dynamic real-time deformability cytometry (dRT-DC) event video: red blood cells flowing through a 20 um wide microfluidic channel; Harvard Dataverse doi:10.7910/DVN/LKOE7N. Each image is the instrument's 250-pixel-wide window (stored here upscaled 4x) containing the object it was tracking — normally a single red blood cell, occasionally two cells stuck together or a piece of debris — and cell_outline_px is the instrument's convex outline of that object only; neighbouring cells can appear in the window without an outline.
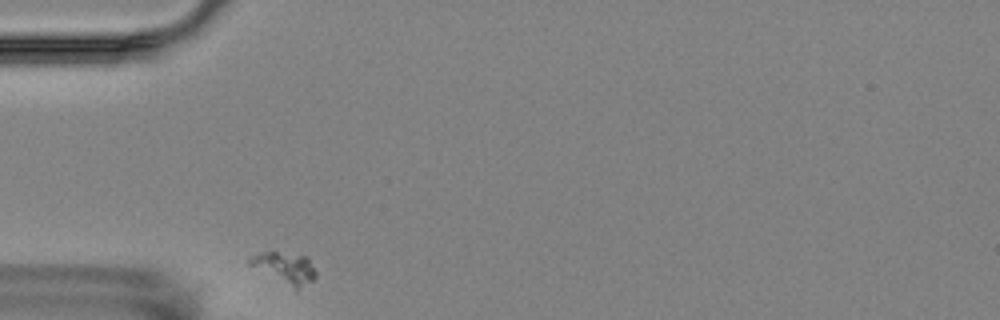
{"species": "Egyptian fruit bat (a non-hibernating species)", "species_latin": "Rousettus aegyptiacus", "temperature_condition": "room temperature", "stored_images_in_passage": 2, "camera_frame_rate_fps": 3000, "um_per_image_px": 0.085, "animal": {"sex": "female"}, "frame": {"image": 1, "passage_image": 1, "time_ms": 0.0, "image_size_px": [1000, 320], "cell_outline_px": [[316, 276], [312, 280], [296, 292], [248, 264], [248, 260], [252, 256], [264, 252], [276, 252], [308, 256], [316, 272]], "centroid_in_image_um": [24.24, 22.81], "position_along_channel_um": 60.8, "area_um2": 12.2}}